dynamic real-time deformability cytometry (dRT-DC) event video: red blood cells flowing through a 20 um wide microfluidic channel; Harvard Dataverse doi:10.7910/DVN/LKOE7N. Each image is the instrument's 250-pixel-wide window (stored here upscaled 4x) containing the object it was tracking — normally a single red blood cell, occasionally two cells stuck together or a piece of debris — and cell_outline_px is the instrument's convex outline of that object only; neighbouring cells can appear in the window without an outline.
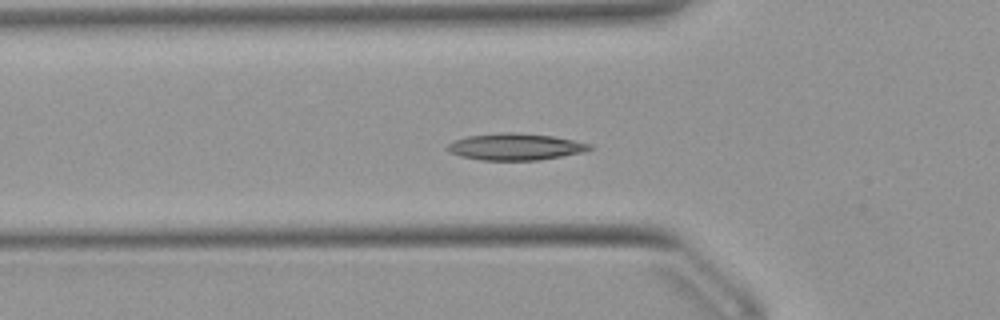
{"species": "Egyptian fruit bat (a non-hibernating species)", "species_latin": "Rousettus aegyptiacus", "temperature_condition": "warm", "stored_images_in_passage": 53, "camera_frame_rate_fps": 3000, "um_per_image_px": 0.085, "animal": {"sex": "female"}, "frame": {"image": 1, "passage_image": 17, "time_ms": 5.333, "image_size_px": [1000, 320], "cell_outline_px": [[592, 148], [580, 152], [540, 160], [480, 160], [460, 156], [452, 152], [448, 148], [448, 144], [456, 140], [468, 136], [504, 132], [512, 132], [552, 136], [592, 144]], "centroid_in_image_um": [43.8, 12.47], "position_along_channel_um": 82.0, "area_um2": 21.68}}
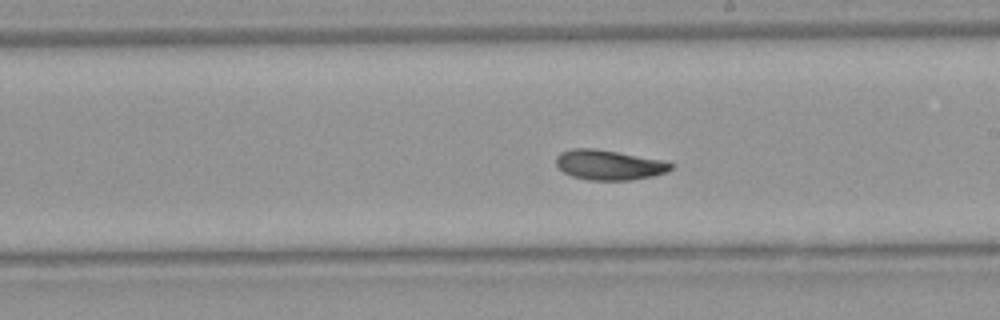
{"frame": {"image": 2, "passage_image": 29, "time_ms": 9.333, "image_size_px": [1000, 320], "cell_outline_px": [[676, 164], [668, 172], [652, 176], [632, 180], [588, 180], [572, 176], [564, 172], [556, 164], [556, 156], [560, 152], [572, 148], [592, 148], [664, 160]], "centroid_in_image_um": [51.79, 14.02], "position_along_channel_um": 237.2, "area_um2": 20.11}}
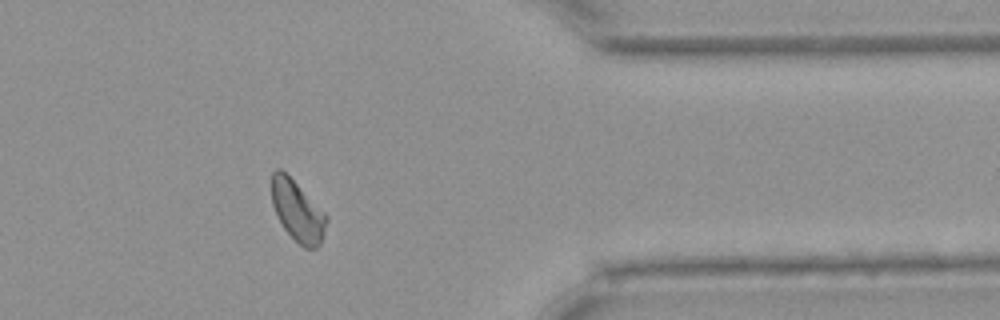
{"frame": {"image": 3, "passage_image": 42, "time_ms": 13.667, "image_size_px": [1000, 320], "cell_outline_px": [[328, 220], [320, 244], [316, 248], [304, 248], [284, 228], [272, 204], [272, 172], [276, 168], [280, 168], [328, 216]], "centroid_in_image_um": [25.29, 17.95], "position_along_channel_um": 386.1, "area_um2": 18.79}, "authors_computed_cell_mechanics": {"area_um2": 20.2878, "velocity_mm_per_s": 3.8855, "shape_relaxation_time_tau1_ms": 4.3262, "shape_relaxation_time_tau2_ms": 2.3931, "deformation_change_tau1": 0.1353, "deformation_change_tau2": 0.0716}}